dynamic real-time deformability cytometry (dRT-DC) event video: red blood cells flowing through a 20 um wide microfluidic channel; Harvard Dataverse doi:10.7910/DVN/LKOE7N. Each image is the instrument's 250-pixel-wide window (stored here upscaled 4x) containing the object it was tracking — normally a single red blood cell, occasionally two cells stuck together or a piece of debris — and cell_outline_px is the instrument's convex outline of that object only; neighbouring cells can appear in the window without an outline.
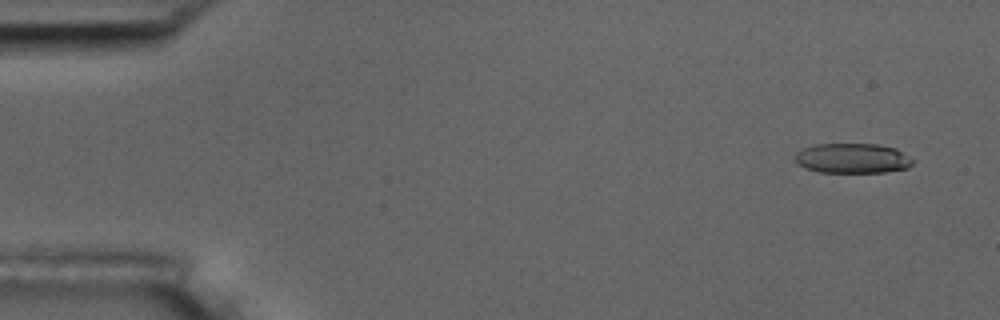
{"species": "common noctule bat (a hibernating species)", "species_latin": "Nyctalus noctula", "temperature_condition": "room temperature", "stored_images_in_passage": 5, "camera_frame_rate_fps": 3000, "um_per_image_px": 0.085, "animal": {"sex": "male", "body_mass_g": 17.5, "forearm_length_mm": 52.3}, "frame": {"image": 1, "passage_image": 1, "time_ms": 0.0, "image_size_px": [1000, 320], "cell_outline_px": [[916, 160], [908, 168], [884, 172], [820, 172], [804, 168], [796, 164], [796, 152], [804, 148], [816, 144], [880, 144], [896, 148]], "centroid_in_image_um": [72.49, 13.45], "position_along_channel_um": 12.5, "area_um2": 20.69}}